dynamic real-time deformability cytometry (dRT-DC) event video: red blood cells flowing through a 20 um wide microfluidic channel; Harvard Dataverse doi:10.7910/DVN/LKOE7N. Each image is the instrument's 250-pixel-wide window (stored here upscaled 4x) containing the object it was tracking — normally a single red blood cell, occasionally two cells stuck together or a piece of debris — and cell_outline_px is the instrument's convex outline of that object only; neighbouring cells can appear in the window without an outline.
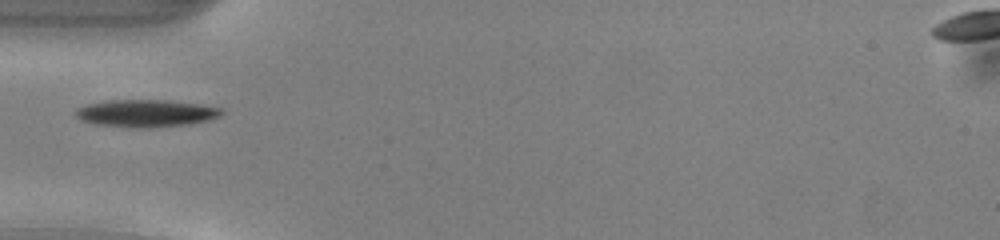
{"species": "common noctule bat (a hibernating species)", "species_latin": "Nyctalus noctula", "temperature_condition": "warm", "stored_images_in_passage": 35, "camera_frame_rate_fps": 3000, "um_per_image_px": 0.085, "animal": {"sex": "male", "body_mass_g": 13.0, "forearm_length_mm": 53.1}, "frame": {"image": 1, "passage_image": 1, "time_ms": 0.0, "image_size_px": [1000, 240], "cell_outline_px": [[224, 112], [220, 116], [208, 120], [188, 124], [152, 128], [128, 128], [92, 124], [80, 120], [76, 116], [76, 108], [88, 104], [112, 100], [172, 100], [200, 104], [224, 108]], "centroid_in_image_um": [12.42, 9.64], "position_along_channel_um": 72.6, "area_um2": 23.64}}
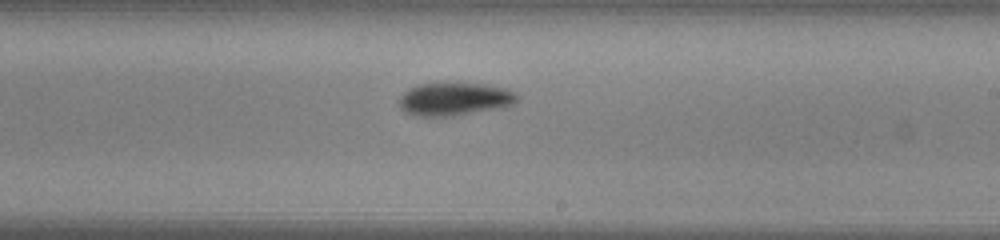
{"frame": {"image": 2, "passage_image": 14, "time_ms": 4.333, "image_size_px": [1000, 240], "cell_outline_px": [[516, 100], [512, 104], [496, 108], [452, 116], [416, 116], [404, 112], [400, 108], [400, 96], [408, 88], [416, 84], [484, 84], [504, 88], [516, 92]], "centroid_in_image_um": [38.56, 8.42], "position_along_channel_um": 250.4, "area_um2": 22.25}}
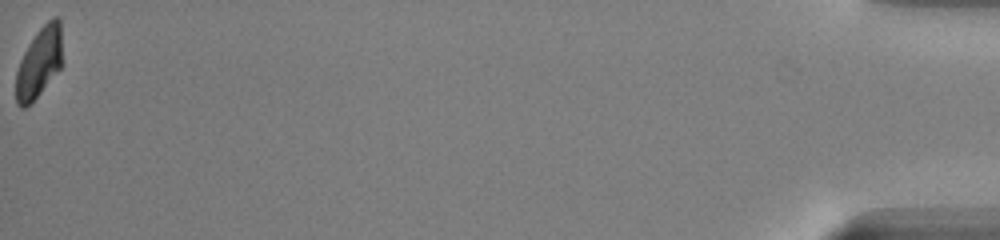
{"frame": {"image": 3, "passage_image": 35, "time_ms": 11.333, "image_size_px": [1000, 240], "cell_outline_px": [[60, 68], [40, 92], [24, 108], [20, 108], [16, 104], [16, 72], [20, 60], [24, 52], [36, 32], [52, 16], [56, 16], [60, 20]], "centroid_in_image_um": [3.29, 5.3], "position_along_channel_um": 431.9, "area_um2": 18.38}}